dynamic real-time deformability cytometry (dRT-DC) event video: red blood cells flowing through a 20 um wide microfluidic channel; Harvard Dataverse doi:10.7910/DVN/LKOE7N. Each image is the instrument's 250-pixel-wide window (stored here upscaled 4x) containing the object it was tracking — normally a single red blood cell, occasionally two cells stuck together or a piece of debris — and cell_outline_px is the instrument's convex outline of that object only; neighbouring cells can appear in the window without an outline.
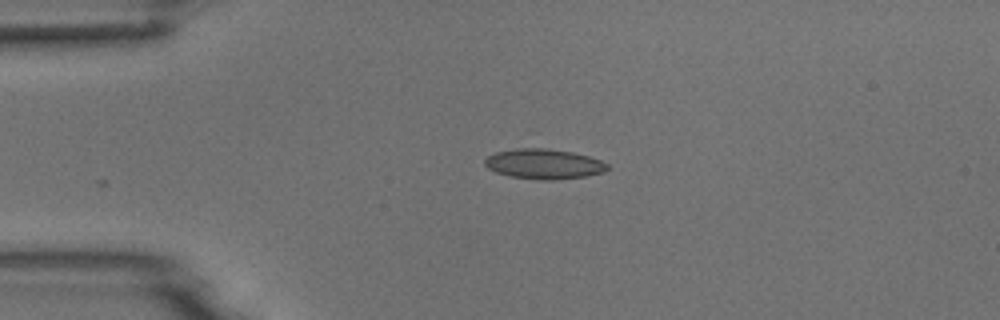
{"species": "common noctule bat (a hibernating species)", "species_latin": "Nyctalus noctula", "temperature_condition": "room temperature", "stored_images_in_passage": 4, "camera_frame_rate_fps": 3000, "um_per_image_px": 0.085, "animal": {"sex": "male", "body_mass_g": 18.8}, "frame": {"image": 1, "passage_image": 4, "time_ms": 1.0, "image_size_px": [1000, 320], "cell_outline_px": [[608, 168], [604, 172], [584, 176], [552, 180], [540, 180], [508, 176], [496, 172], [488, 168], [484, 164], [484, 160], [488, 156], [496, 152], [516, 148], [544, 148], [572, 152], [588, 156], [600, 160], [608, 164]], "centroid_in_image_um": [46.2, 13.94], "position_along_channel_um": 38.8, "area_um2": 21.39}}